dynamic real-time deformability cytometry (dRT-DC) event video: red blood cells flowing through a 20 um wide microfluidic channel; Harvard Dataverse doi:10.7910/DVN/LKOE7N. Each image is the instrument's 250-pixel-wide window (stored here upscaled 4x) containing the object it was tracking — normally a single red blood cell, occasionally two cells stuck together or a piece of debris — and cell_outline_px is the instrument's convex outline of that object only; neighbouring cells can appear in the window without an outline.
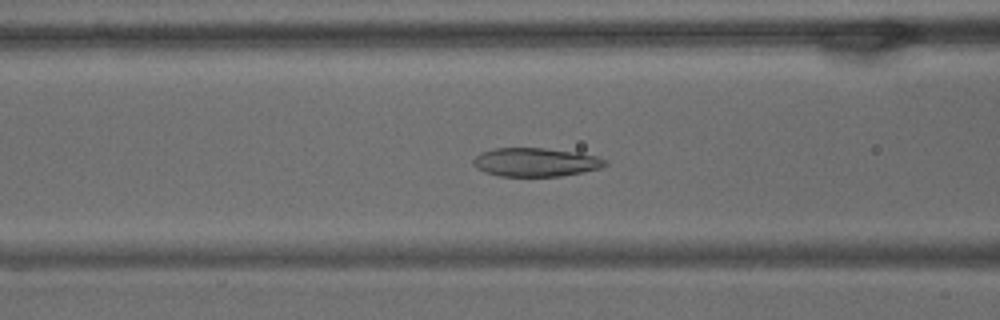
{"species": "common noctule bat (a hibernating species)", "species_latin": "Nyctalus noctula", "temperature_condition": "warm", "stored_images_in_passage": 59, "camera_frame_rate_fps": 3000, "um_per_image_px": 0.085, "animal": {"sex": "male", "body_mass_g": 15.6}, "frame": {"image": 1, "passage_image": 23, "time_ms": 7.333, "image_size_px": [1000, 320], "cell_outline_px": [[608, 164], [600, 168], [560, 176], [500, 176], [484, 172], [476, 168], [472, 164], [472, 160], [480, 152], [492, 148], [544, 148], [576, 152], [596, 156], [608, 160]], "centroid_in_image_um": [45.49, 13.78], "position_along_channel_um": 121.1, "area_um2": 22.08}}
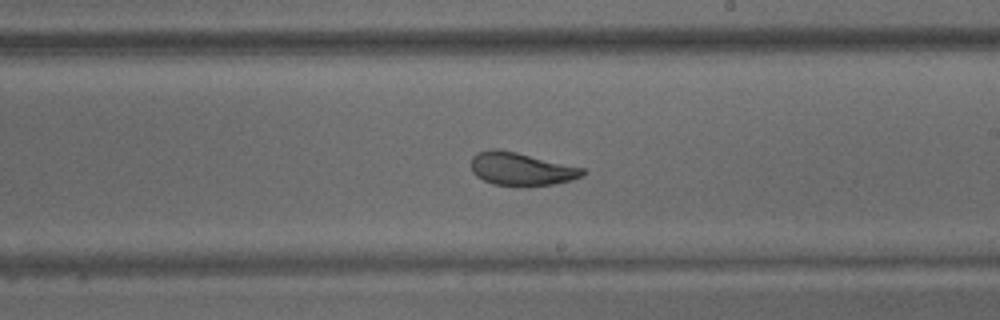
{"frame": {"image": 2, "passage_image": 34, "time_ms": 11.0, "image_size_px": [1000, 320], "cell_outline_px": [[588, 172], [584, 176], [572, 180], [552, 184], [492, 184], [476, 176], [472, 172], [472, 156], [476, 152], [492, 148], [496, 148], [516, 152], [584, 168]], "centroid_in_image_um": [44.31, 14.33], "position_along_channel_um": 244.7, "area_um2": 21.1}}
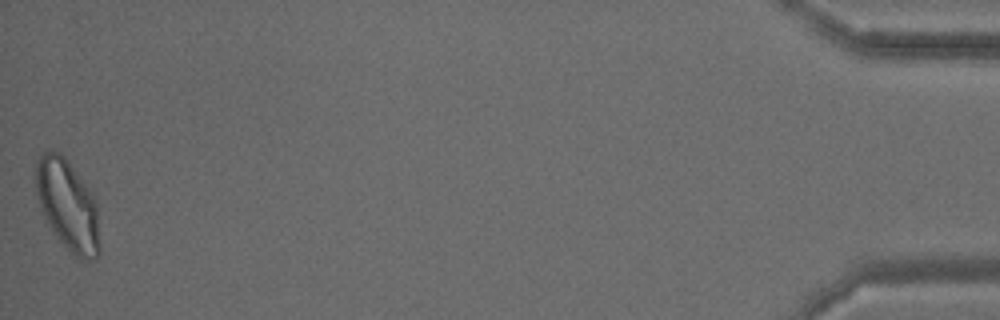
{"frame": {"image": 3, "passage_image": 59, "time_ms": 19.333, "image_size_px": [1000, 320], "cell_outline_px": [[100, 252], [96, 260], [84, 260], [72, 256], [52, 232], [40, 208], [36, 196], [36, 164], [40, 156], [44, 152], [52, 148], [60, 152], [64, 156], [92, 192], [96, 200], [100, 244]], "centroid_in_image_um": [5.76, 17.48], "position_along_channel_um": 429.4, "area_um2": 34.33}, "authors_computed_cell_mechanics": {"area_um2": 25.6054, "velocity_mm_per_s": 3.3747, "shape_relaxation_time_tau1_ms": 5.5618, "shape_relaxation_time_tau2_ms": 1.3964, "deformation_change_tau1": 0.1454, "deformation_change_tau2": 0.0707}}